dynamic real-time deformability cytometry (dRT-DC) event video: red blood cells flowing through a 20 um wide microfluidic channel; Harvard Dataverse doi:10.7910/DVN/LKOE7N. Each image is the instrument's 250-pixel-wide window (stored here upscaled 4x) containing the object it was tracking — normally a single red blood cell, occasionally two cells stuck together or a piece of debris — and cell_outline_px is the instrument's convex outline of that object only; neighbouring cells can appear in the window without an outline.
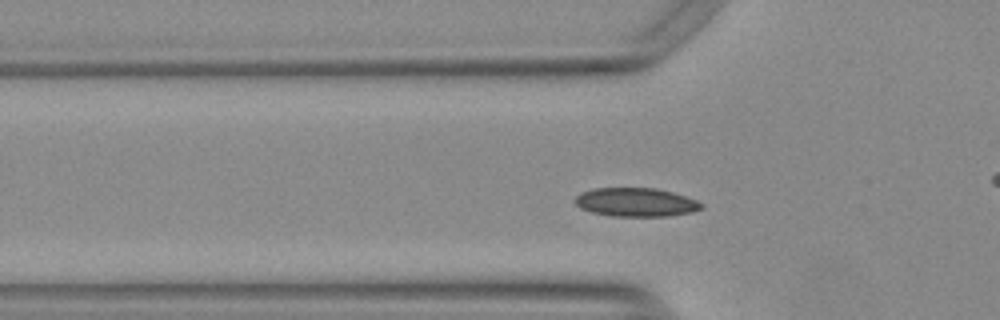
{"species": "Egyptian fruit bat (a non-hibernating species)", "species_latin": "Rousettus aegyptiacus", "temperature_condition": "warm", "stored_images_in_passage": 49, "camera_frame_rate_fps": 3000, "um_per_image_px": 0.085, "animal": {"sex": "female"}, "frame": {"image": 1, "passage_image": 12, "time_ms": 3.667, "image_size_px": [1000, 320], "cell_outline_px": [[704, 208], [692, 212], [668, 216], [612, 216], [592, 212], [580, 208], [572, 200], [580, 192], [596, 188], [656, 188], [672, 192], [696, 200], [704, 204]], "centroid_in_image_um": [54.04, 17.19], "position_along_channel_um": 71.8, "area_um2": 21.21}}
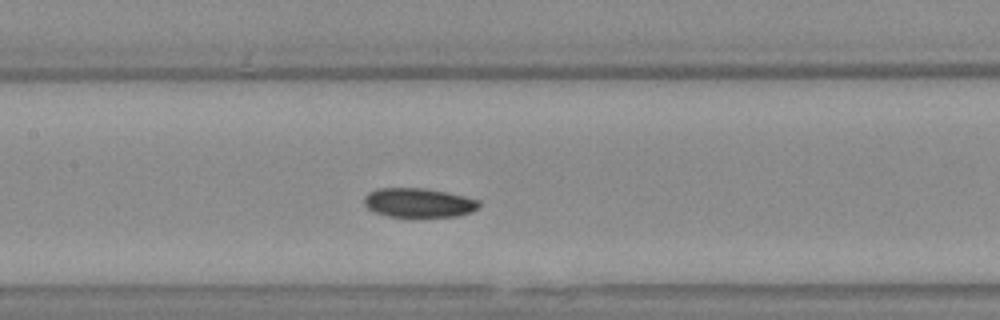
{"frame": {"image": 2, "passage_image": 20, "time_ms": 6.333, "image_size_px": [1000, 320], "cell_outline_px": [[480, 204], [472, 212], [456, 216], [388, 216], [372, 212], [364, 204], [364, 196], [368, 192], [376, 188], [424, 188], [448, 192], [480, 200]], "centroid_in_image_um": [35.55, 17.22], "position_along_channel_um": 171.8, "area_um2": 19.59}}
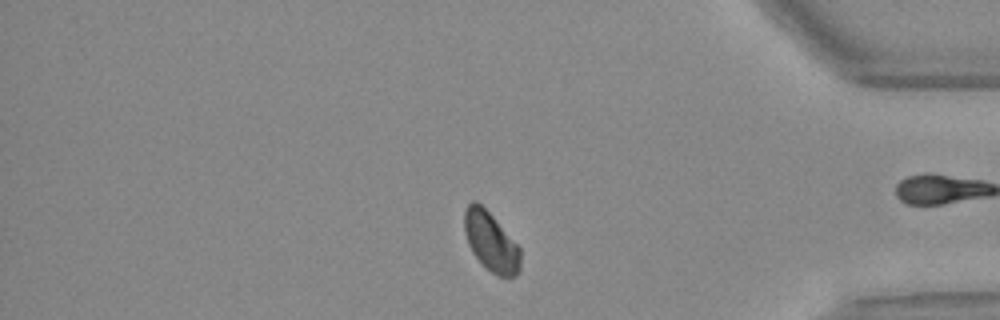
{"frame": {"image": 3, "passage_image": 40, "time_ms": 13.0, "image_size_px": [1000, 320], "cell_outline_px": [[520, 268], [516, 276], [496, 276], [472, 252], [468, 244], [464, 232], [464, 212], [468, 204], [472, 200], [476, 200], [492, 216], [520, 248]], "centroid_in_image_um": [41.71, 20.53], "position_along_channel_um": 393.5, "area_um2": 18.96}, "authors_computed_cell_mechanics": {"area_um2": 19.7098, "velocity_mm_per_s": 3.7347, "shape_relaxation_time_tau1_ms": 3.3535, "shape_relaxation_time_tau2_ms": null, "deformation_change_tau1": 0.0808, "deformation_change_tau2": null}}